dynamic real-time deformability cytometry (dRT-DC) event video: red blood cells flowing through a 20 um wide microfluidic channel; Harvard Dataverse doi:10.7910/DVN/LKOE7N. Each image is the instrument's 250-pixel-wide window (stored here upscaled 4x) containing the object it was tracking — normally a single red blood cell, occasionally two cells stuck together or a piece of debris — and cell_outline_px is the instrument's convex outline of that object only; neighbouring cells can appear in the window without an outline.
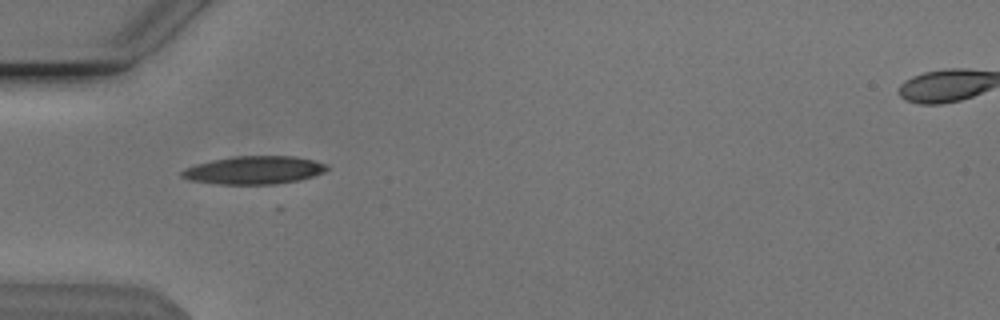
{"species": "Egyptian fruit bat (a non-hibernating species)", "species_latin": "Rousettus aegyptiacus", "temperature_condition": "cold", "stored_images_in_passage": 24, "camera_frame_rate_fps": 3000, "um_per_image_px": 0.085, "animal": {"sex": "male"}, "frame": {"image": 1, "passage_image": 2, "time_ms": 0.333, "image_size_px": [1000, 320], "cell_outline_px": [[328, 168], [324, 172], [300, 180], [276, 184], [216, 184], [188, 180], [180, 176], [180, 172], [196, 164], [212, 160], [236, 156], [296, 156], [312, 160], [324, 164]], "centroid_in_image_um": [21.57, 14.47], "position_along_channel_um": 63.4, "area_um2": 23.58}}
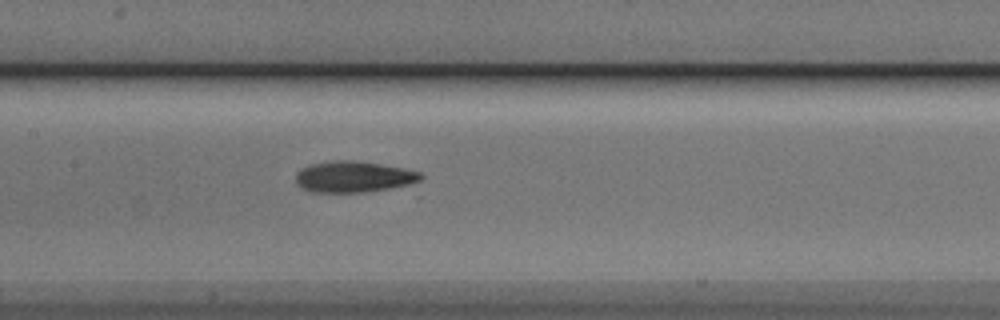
{"frame": {"image": 2, "passage_image": 11, "time_ms": 3.333, "image_size_px": [1000, 320], "cell_outline_px": [[424, 176], [420, 180], [408, 184], [388, 188], [364, 192], [308, 192], [296, 184], [296, 172], [312, 164], [336, 160], [356, 160], [404, 168], [420, 172]], "centroid_in_image_um": [30.03, 15.02], "position_along_channel_um": 177.4, "area_um2": 22.54}}
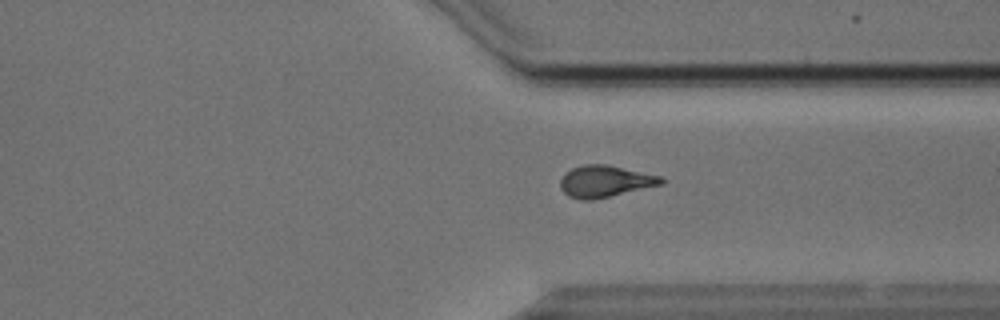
{"frame": {"image": 3, "passage_image": 22, "time_ms": 7.0, "image_size_px": [1000, 320], "cell_outline_px": [[664, 184], [592, 200], [584, 200], [568, 196], [560, 188], [560, 180], [564, 172], [572, 168], [584, 164], [604, 164], [660, 176], [664, 180]], "centroid_in_image_um": [51.39, 15.41], "position_along_channel_um": 360.0, "area_um2": 18.5}}